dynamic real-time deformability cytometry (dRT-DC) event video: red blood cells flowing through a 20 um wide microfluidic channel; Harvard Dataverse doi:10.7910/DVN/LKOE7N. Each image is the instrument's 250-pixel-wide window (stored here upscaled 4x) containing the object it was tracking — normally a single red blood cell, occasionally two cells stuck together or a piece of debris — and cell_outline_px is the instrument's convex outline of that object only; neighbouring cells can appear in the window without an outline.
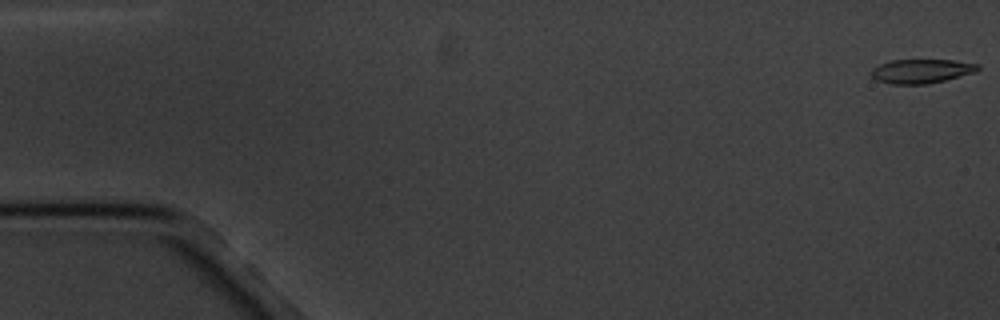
{"species": "common noctule bat (a hibernating species)", "species_latin": "Nyctalus noctula", "temperature_condition": "cold", "stored_images_in_passage": 5, "camera_frame_rate_fps": 3000, "um_per_image_px": 0.085, "animal": {"sex": "male", "body_mass_g": 20.1, "forearm_length_mm": 53.5}, "frame": {"image": 1, "passage_image": 1, "time_ms": 0.0, "image_size_px": [1000, 320], "cell_outline_px": [[980, 68], [976, 72], [928, 84], [892, 84], [876, 80], [872, 76], [872, 68], [880, 64], [892, 60], [952, 60], [980, 64]], "centroid_in_image_um": [78.34, 6.04], "position_along_channel_um": 6.7, "area_um2": 14.91}}